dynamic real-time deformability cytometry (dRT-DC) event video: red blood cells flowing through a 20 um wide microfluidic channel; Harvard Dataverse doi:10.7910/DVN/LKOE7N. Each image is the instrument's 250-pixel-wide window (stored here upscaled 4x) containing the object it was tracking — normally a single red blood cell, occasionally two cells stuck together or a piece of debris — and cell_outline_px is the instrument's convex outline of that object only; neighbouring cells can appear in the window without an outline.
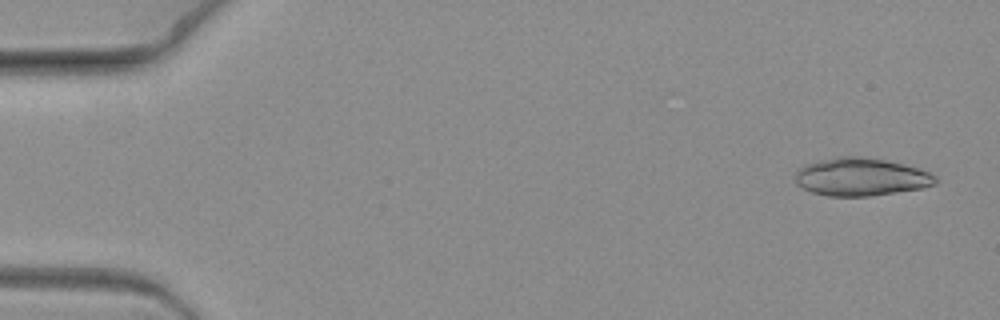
{"species": "common noctule bat (a hibernating species)", "species_latin": "Nyctalus noctula", "temperature_condition": "warm", "stored_images_in_passage": 5, "camera_frame_rate_fps": 3000, "um_per_image_px": 0.085, "animal": {"sex": "female", "body_mass_g": 19.3, "forearm_length_mm": 54.1}, "frame": {"image": 1, "passage_image": 1, "time_ms": 0.0, "image_size_px": [1000, 320], "cell_outline_px": [[936, 184], [920, 188], [868, 196], [828, 196], [812, 192], [796, 184], [796, 172], [804, 164], [840, 156], [856, 156], [884, 160], [904, 164], [928, 172], [936, 176]], "centroid_in_image_um": [73.15, 15.04], "position_along_channel_um": 11.8, "area_um2": 30.52}}